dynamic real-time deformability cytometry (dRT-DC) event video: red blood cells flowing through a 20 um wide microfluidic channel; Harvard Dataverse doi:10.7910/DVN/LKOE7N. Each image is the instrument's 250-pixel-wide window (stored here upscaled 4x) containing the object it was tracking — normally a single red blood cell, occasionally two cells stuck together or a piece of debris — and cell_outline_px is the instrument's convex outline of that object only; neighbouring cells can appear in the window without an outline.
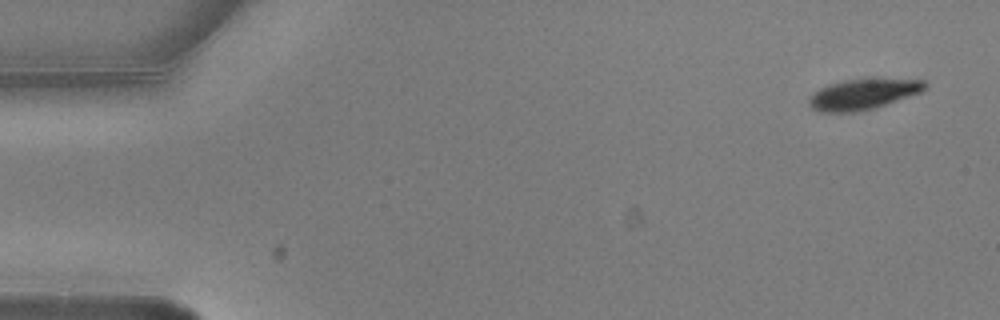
{"species": "common noctule bat (a hibernating species)", "species_latin": "Nyctalus noctula", "temperature_condition": "warm", "stored_images_in_passage": 4, "camera_frame_rate_fps": 3000, "um_per_image_px": 0.085, "animal": {"sex": "male", "body_mass_g": 20.5, "forearm_length_mm": 52.5}, "frame": {"image": 1, "passage_image": 1, "time_ms": 0.0, "image_size_px": [1000, 320], "cell_outline_px": [[928, 88], [924, 92], [876, 108], [856, 112], [820, 112], [812, 108], [808, 104], [808, 100], [812, 92], [828, 84], [844, 80], [868, 76], [876, 76], [924, 80], [928, 84]], "centroid_in_image_um": [73.45, 7.96], "position_along_channel_um": 11.5, "area_um2": 21.96}}
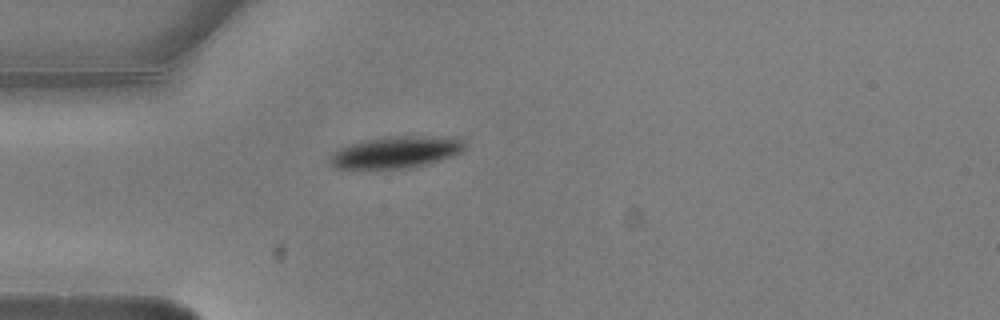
{"frame": {"image": 2, "passage_image": 4, "time_ms": 1.0, "image_size_px": [1000, 320], "cell_outline_px": [[468, 144], [460, 152], [452, 156], [432, 164], [412, 168], [368, 172], [352, 172], [336, 168], [328, 164], [328, 160], [340, 148], [348, 144], [364, 140], [384, 136], [460, 136]], "centroid_in_image_um": [33.64, 12.99], "position_along_channel_um": 51.4, "area_um2": 26.82}}